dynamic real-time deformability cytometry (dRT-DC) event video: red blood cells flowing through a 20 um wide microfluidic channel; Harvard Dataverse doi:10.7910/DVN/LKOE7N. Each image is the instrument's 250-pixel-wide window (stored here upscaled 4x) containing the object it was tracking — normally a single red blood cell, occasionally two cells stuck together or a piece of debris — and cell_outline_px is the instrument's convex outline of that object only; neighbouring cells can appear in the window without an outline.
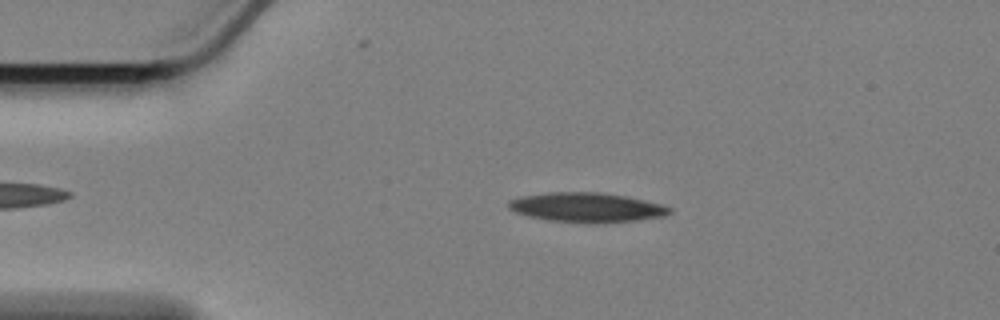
{"species": "Egyptian fruit bat (a non-hibernating species)", "species_latin": "Rousettus aegyptiacus", "temperature_condition": "cold", "stored_images_in_passage": 50, "camera_frame_rate_fps": 3000, "um_per_image_px": 0.085, "animal": {"sex": "female"}, "frame": {"image": 1, "passage_image": 10, "time_ms": 3.0, "image_size_px": [1000, 320], "cell_outline_px": [[672, 212], [664, 216], [632, 220], [548, 220], [516, 212], [508, 208], [508, 200], [520, 196], [548, 192], [600, 192], [624, 196], [660, 204], [672, 208]], "centroid_in_image_um": [49.81, 17.57], "position_along_channel_um": 35.2, "area_um2": 26.3}}
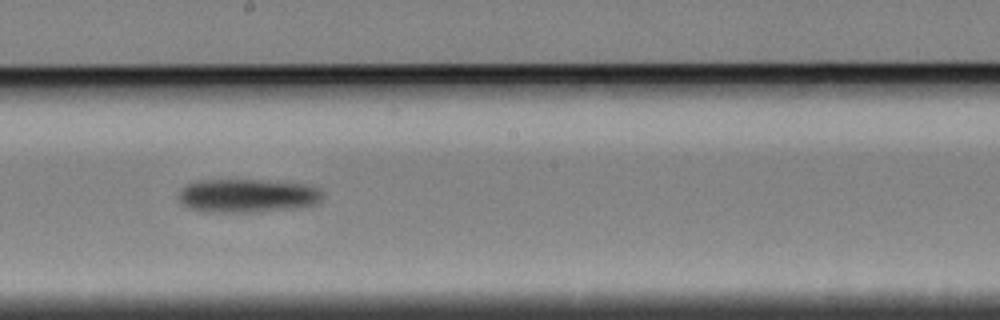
{"frame": {"image": 2, "passage_image": 30, "time_ms": 9.667, "image_size_px": [1000, 320], "cell_outline_px": [[320, 200], [316, 204], [292, 208], [256, 212], [204, 212], [192, 208], [184, 204], [180, 200], [180, 188], [188, 184], [200, 180], [256, 180], [304, 184], [316, 188], [320, 192]], "centroid_in_image_um": [20.98, 16.64], "position_along_channel_um": 227.2, "area_um2": 27.69}}
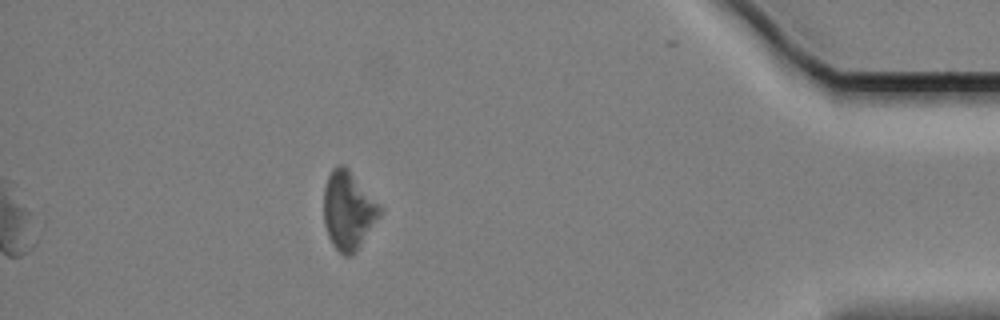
{"frame": {"image": 3, "passage_image": 50, "time_ms": 16.333, "image_size_px": [1000, 320], "cell_outline_px": [[384, 208], [380, 216], [356, 252], [352, 256], [344, 256], [332, 244], [328, 236], [324, 224], [324, 188], [328, 176], [332, 168], [336, 164], [344, 164], [348, 168]], "centroid_in_image_um": [29.62, 17.88], "position_along_channel_um": 405.6, "area_um2": 25.89}, "authors_computed_cell_mechanics": {"area_um2": 26.9926, "velocity_mm_per_s": 3.3874, "shape_relaxation_time_tau1_ms": 2.3951, "shape_relaxation_time_tau2_ms": null, "deformation_change_tau1": 0.0815, "deformation_change_tau2": null}}